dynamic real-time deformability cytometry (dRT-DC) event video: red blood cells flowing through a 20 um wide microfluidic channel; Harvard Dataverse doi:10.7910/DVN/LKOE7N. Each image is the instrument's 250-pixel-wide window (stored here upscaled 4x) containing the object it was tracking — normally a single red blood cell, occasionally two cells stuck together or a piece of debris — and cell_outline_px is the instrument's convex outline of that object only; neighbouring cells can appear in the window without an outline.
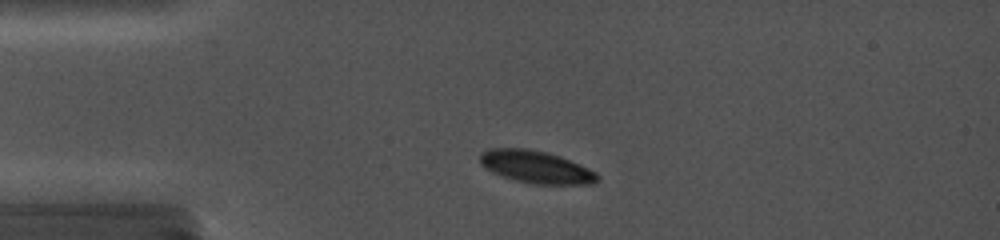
{"species": "common noctule bat (a hibernating species)", "species_latin": "Nyctalus noctula", "temperature_condition": "cold", "stored_images_in_passage": 7, "camera_frame_rate_fps": 5000, "um_per_image_px": 0.085, "animal": {"sex": "female", "body_mass_g": 19.0, "forearm_length_mm": 56.7}, "frame": {"image": 1, "passage_image": 2, "time_ms": 1.4, "image_size_px": [1000, 240], "cell_outline_px": [[600, 180], [596, 184], [532, 184], [500, 176], [484, 168], [480, 164], [480, 152], [488, 148], [528, 148], [548, 152], [560, 156], [580, 164], [596, 172], [600, 176]], "centroid_in_image_um": [45.56, 14.19], "position_along_channel_um": 39.4, "area_um2": 22.6}}